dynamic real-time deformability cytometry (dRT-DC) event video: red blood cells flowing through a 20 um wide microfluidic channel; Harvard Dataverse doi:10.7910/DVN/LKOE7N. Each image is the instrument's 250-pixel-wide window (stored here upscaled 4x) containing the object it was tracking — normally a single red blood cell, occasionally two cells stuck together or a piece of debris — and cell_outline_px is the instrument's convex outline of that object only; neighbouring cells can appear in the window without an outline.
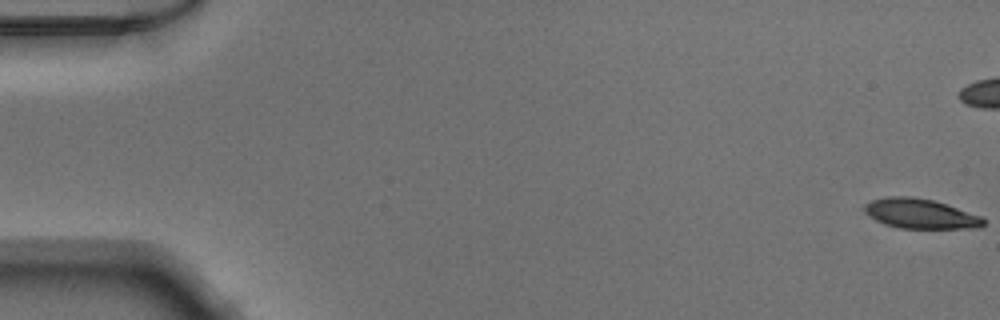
{"species": "Egyptian fruit bat (a non-hibernating species)", "species_latin": "Rousettus aegyptiacus", "temperature_condition": "warm", "stored_images_in_passage": 43, "camera_frame_rate_fps": 3000, "um_per_image_px": 0.085, "animal": {"sex": "male"}, "frame": {"image": 1, "passage_image": 1, "time_ms": 0.0, "image_size_px": [1000, 320], "cell_outline_px": [[984, 224], [980, 228], [900, 228], [884, 224], [868, 216], [864, 208], [872, 200], [888, 196], [912, 196], [932, 200], [984, 216]], "centroid_in_image_um": [78.27, 18.17], "position_along_channel_um": 6.7, "area_um2": 20.58}}
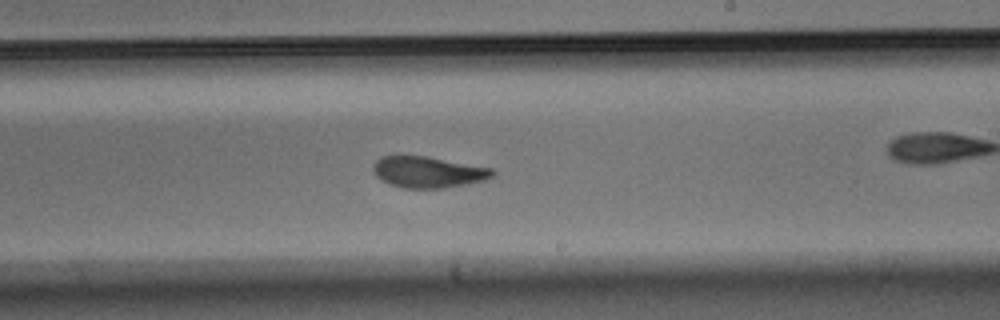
{"frame": {"image": 2, "passage_image": 31, "time_ms": 10.0, "image_size_px": [1000, 320], "cell_outline_px": [[496, 172], [492, 176], [484, 180], [444, 188], [404, 188], [380, 180], [372, 172], [372, 168], [376, 160], [380, 156], [428, 156], [492, 168]], "centroid_in_image_um": [36.36, 14.62], "position_along_channel_um": 252.6, "area_um2": 21.68}}
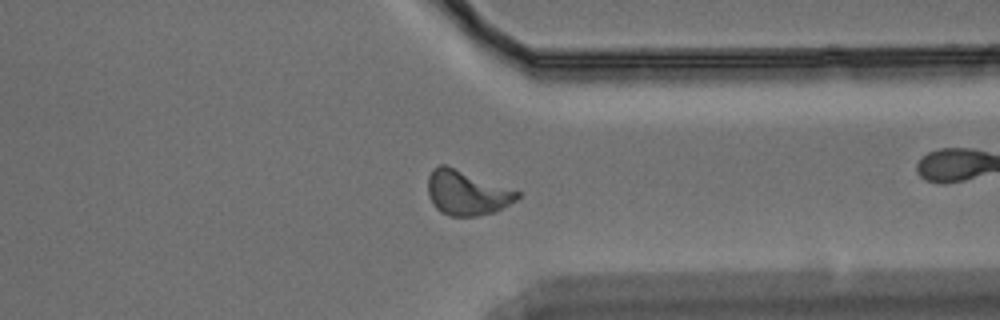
{"frame": {"image": 3, "passage_image": 40, "time_ms": 13.0, "image_size_px": [1000, 320], "cell_outline_px": [[520, 196], [516, 200], [496, 212], [476, 216], [448, 216], [440, 212], [436, 208], [428, 192], [428, 176], [432, 168], [440, 164], [444, 164], [520, 192]], "centroid_in_image_um": [39.66, 16.4], "position_along_channel_um": 371.7, "area_um2": 23.06}}